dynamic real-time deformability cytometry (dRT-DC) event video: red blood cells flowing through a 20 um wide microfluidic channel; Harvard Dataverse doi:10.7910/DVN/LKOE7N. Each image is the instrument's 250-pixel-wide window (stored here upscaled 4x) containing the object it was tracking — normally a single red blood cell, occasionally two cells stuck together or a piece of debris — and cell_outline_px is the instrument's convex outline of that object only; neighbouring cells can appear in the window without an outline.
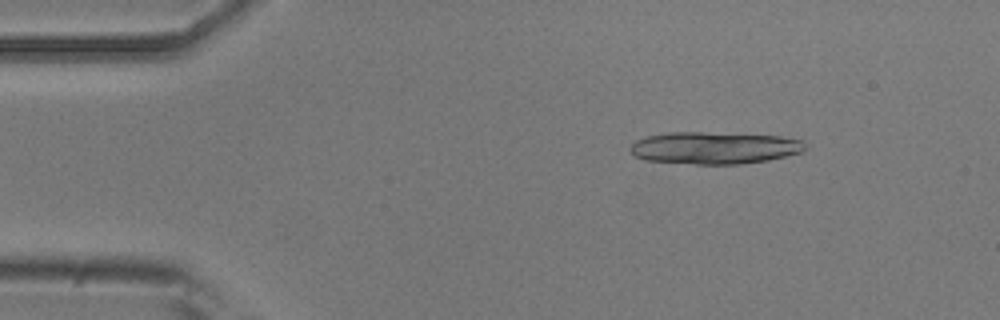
{"species": "common noctule bat (a hibernating species)", "species_latin": "Nyctalus noctula", "temperature_condition": "room temperature", "stored_images_in_passage": 16, "camera_frame_rate_fps": 3000, "um_per_image_px": 0.085, "animal": {"sex": "male", "body_mass_g": 20.5, "forearm_length_mm": 52.5}, "frame": {"image": 1, "passage_image": 7, "time_ms": 2.0, "image_size_px": [1000, 320], "cell_outline_px": [[808, 148], [804, 152], [768, 160], [740, 164], [696, 164], [644, 160], [636, 156], [628, 148], [636, 140], [648, 136], [668, 132], [704, 132], [780, 136], [804, 140]], "centroid_in_image_um": [60.77, 12.57], "position_along_channel_um": 24.2, "area_um2": 32.95}}